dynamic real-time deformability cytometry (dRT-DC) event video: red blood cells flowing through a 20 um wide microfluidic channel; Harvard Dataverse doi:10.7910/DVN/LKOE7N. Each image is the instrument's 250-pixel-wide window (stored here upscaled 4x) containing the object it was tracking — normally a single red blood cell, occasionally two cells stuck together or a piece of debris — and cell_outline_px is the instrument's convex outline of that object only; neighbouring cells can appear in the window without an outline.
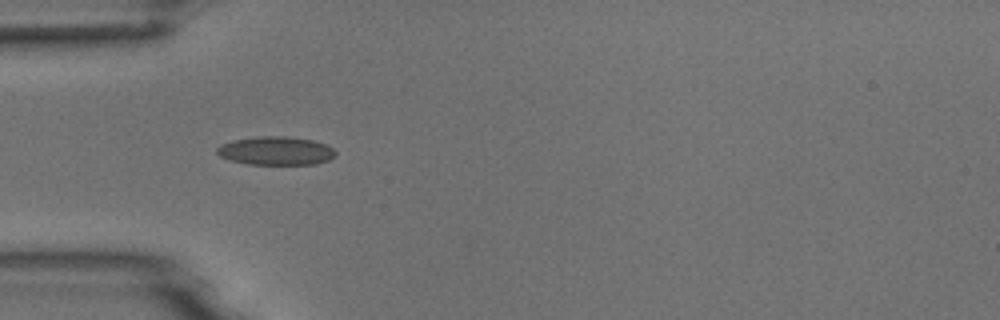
{"species": "common noctule bat (a hibernating species)", "species_latin": "Nyctalus noctula", "temperature_condition": "room temperature", "stored_images_in_passage": 6, "camera_frame_rate_fps": 3000, "um_per_image_px": 0.085, "animal": {"sex": "male", "body_mass_g": 18.8}, "frame": {"image": 1, "passage_image": 5, "time_ms": 5.667, "image_size_px": [1000, 320], "cell_outline_px": [[336, 156], [328, 160], [316, 164], [248, 164], [232, 160], [220, 156], [216, 152], [216, 148], [220, 144], [232, 140], [260, 136], [288, 136], [312, 140], [324, 144], [332, 148], [336, 152]], "centroid_in_image_um": [23.44, 12.81], "position_along_channel_um": 61.6, "area_um2": 19.65}}